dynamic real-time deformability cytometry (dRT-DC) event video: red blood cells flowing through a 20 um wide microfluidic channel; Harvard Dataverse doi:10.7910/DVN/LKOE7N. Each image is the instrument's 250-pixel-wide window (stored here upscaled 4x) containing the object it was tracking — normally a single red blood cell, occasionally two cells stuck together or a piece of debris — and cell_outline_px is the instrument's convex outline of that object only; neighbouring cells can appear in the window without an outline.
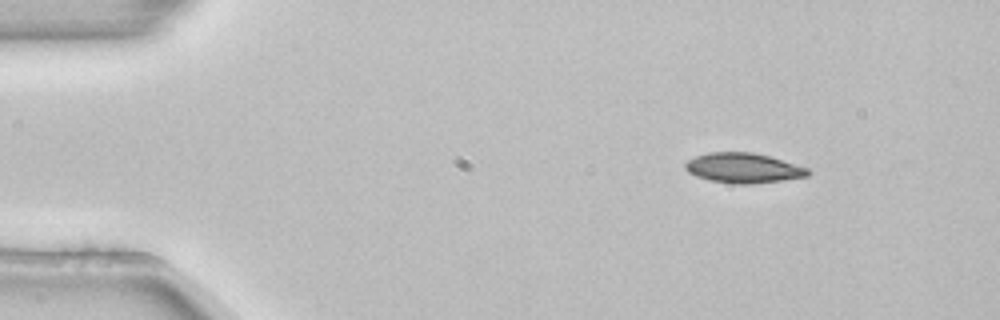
{"species": "common noctule bat (a hibernating species)", "species_latin": "Nyctalus noctula", "temperature_condition": "room temperature", "stored_images_in_passage": 3, "camera_frame_rate_fps": 3000, "um_per_image_px": 0.085, "animal": {"sex": "female", "body_mass_g": 22.7, "forearm_length_mm": 54.2}, "frame": {"image": 1, "passage_image": 1, "time_ms": 0.0, "image_size_px": [1000, 320], "cell_outline_px": [[812, 172], [808, 176], [752, 184], [736, 184], [708, 180], [696, 176], [688, 172], [684, 168], [684, 164], [688, 160], [696, 156], [708, 152], [752, 152], [768, 156], [808, 168]], "centroid_in_image_um": [63.15, 14.28], "position_along_channel_um": 21.8, "area_um2": 21.33}}
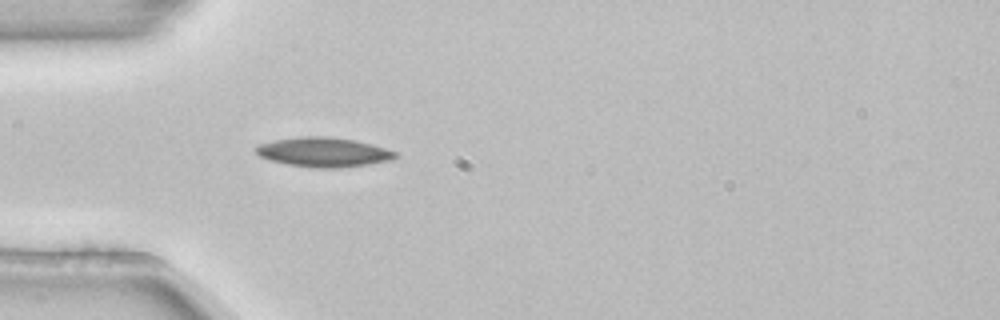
{"frame": {"image": 2, "passage_image": 3, "time_ms": 0.667, "image_size_px": [1000, 320], "cell_outline_px": [[400, 156], [392, 160], [368, 164], [340, 168], [316, 168], [288, 164], [268, 160], [260, 156], [256, 152], [256, 144], [276, 140], [300, 136], [328, 136], [356, 140], [372, 144], [400, 152]], "centroid_in_image_um": [27.55, 12.93], "position_along_channel_um": 57.4, "area_um2": 24.28}}